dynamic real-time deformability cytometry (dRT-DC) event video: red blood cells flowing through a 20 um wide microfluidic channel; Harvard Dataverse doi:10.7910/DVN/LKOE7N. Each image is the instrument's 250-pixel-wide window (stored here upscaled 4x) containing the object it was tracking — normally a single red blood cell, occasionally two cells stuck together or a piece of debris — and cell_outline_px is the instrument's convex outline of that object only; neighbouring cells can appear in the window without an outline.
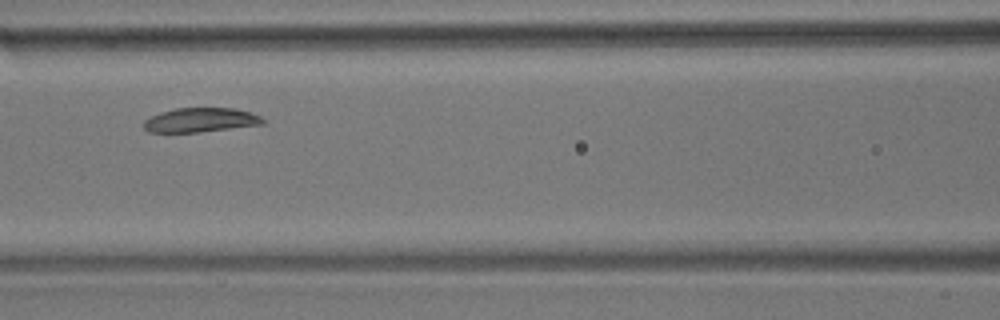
{"species": "common noctule bat (a hibernating species)", "species_latin": "Nyctalus noctula", "temperature_condition": "room temperature", "stored_images_in_passage": 9, "camera_frame_rate_fps": 3000, "um_per_image_px": 0.085, "animal": {"sex": "male", "body_mass_g": 17.9}, "frame": {"image": 1, "passage_image": 8, "time_ms": 8.333, "image_size_px": [1000, 320], "cell_outline_px": [[264, 124], [196, 132], [148, 132], [144, 128], [144, 120], [160, 112], [176, 108], [236, 108], [260, 116], [264, 120]], "centroid_in_image_um": [17.02, 10.2], "position_along_channel_um": 149.6, "area_um2": 16.65}}
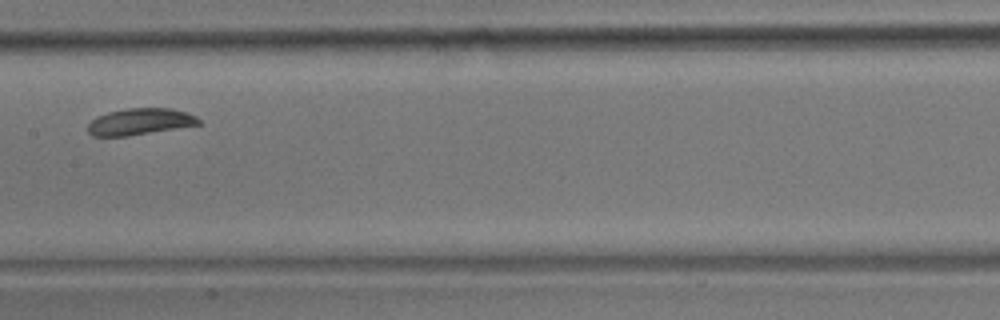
{"frame": {"image": 2, "passage_image": 9, "time_ms": 9.667, "image_size_px": [1000, 320], "cell_outline_px": [[200, 124], [128, 136], [92, 136], [88, 132], [88, 124], [96, 116], [108, 112], [128, 108], [168, 108], [184, 112], [196, 116], [200, 120]], "centroid_in_image_um": [11.85, 10.34], "position_along_channel_um": 195.5, "area_um2": 16.94}}